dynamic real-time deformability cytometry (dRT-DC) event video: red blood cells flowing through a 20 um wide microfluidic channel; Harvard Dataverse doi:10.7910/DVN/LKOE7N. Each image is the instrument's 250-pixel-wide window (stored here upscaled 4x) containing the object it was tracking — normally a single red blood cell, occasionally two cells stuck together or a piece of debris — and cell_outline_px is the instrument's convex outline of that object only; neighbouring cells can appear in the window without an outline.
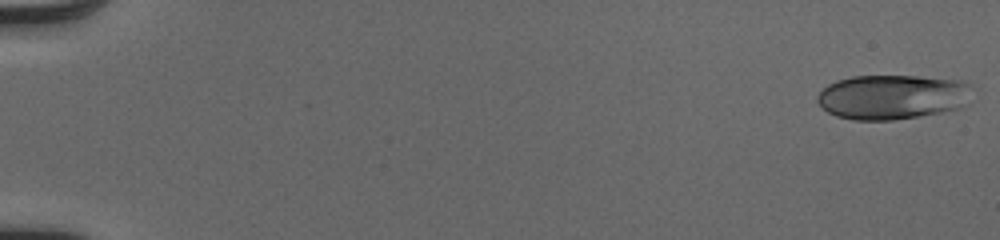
{"species": "human", "species_latin": "Homo sapiens", "temperature_condition": "cold", "stored_images_in_passage": 17, "camera_frame_rate_fps": 3000, "um_per_image_px": 0.085, "donor": {"sex": "male"}, "frame": {"image": 1, "passage_image": 1, "time_ms": 0.0, "image_size_px": [1000, 240], "cell_outline_px": [[972, 84], [968, 104], [960, 108], [920, 116], [892, 120], [852, 120], [836, 116], [828, 112], [816, 100], [816, 96], [828, 84], [836, 80], [852, 76], [916, 76], [968, 80]], "centroid_in_image_um": [75.89, 8.23], "position_along_channel_um": 9.1, "area_um2": 40.81}}
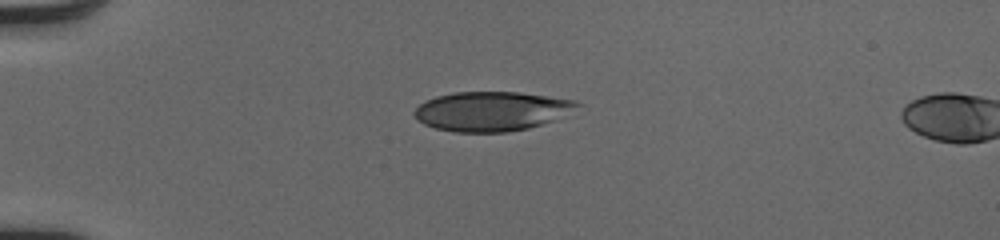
{"frame": {"image": 2, "passage_image": 14, "time_ms": 4.333, "image_size_px": [1000, 240], "cell_outline_px": [[584, 104], [552, 120], [528, 128], [508, 132], [452, 132], [436, 128], [424, 124], [416, 120], [412, 112], [424, 100], [436, 96], [452, 92], [520, 92], [576, 100]], "centroid_in_image_um": [41.73, 9.44], "position_along_channel_um": 43.3, "area_um2": 37.45}}